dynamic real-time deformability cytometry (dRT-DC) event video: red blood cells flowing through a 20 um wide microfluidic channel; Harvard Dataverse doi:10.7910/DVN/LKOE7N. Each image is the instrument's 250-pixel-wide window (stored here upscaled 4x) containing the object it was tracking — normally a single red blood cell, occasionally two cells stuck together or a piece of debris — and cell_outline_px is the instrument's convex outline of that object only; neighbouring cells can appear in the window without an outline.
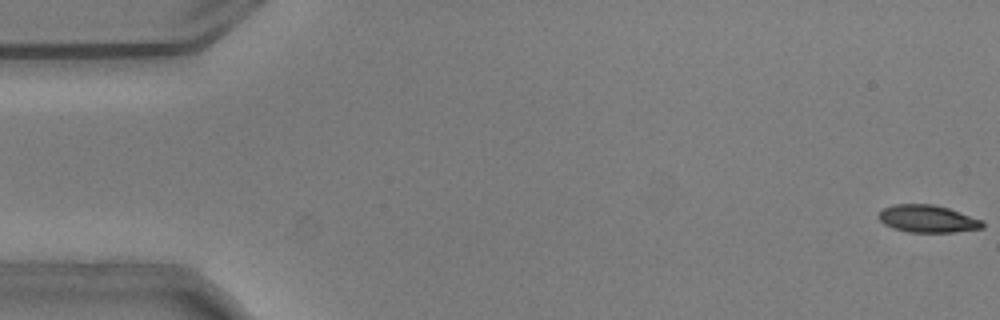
{"species": "common noctule bat (a hibernating species)", "species_latin": "Nyctalus noctula", "temperature_condition": "warm", "stored_images_in_passage": 43, "camera_frame_rate_fps": 3000, "um_per_image_px": 0.085, "animal": {"sex": "male", "body_mass_g": 20.5, "forearm_length_mm": 52.5}, "frame": {"image": 1, "passage_image": 1, "time_ms": 0.0, "image_size_px": [1000, 320], "cell_outline_px": [[984, 228], [956, 232], [908, 232], [892, 228], [884, 224], [876, 216], [884, 208], [892, 204], [932, 204], [948, 208], [984, 220]], "centroid_in_image_um": [78.86, 18.6], "position_along_channel_um": 6.1, "area_um2": 16.76}}
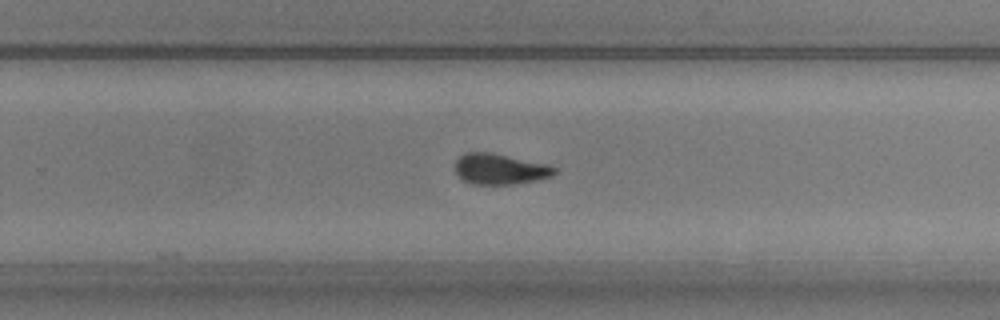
{"frame": {"image": 2, "passage_image": 35, "time_ms": 11.333, "image_size_px": [1000, 320], "cell_outline_px": [[556, 172], [552, 176], [536, 180], [512, 184], [472, 184], [464, 180], [456, 172], [456, 160], [464, 152], [492, 152], [552, 164], [556, 168]], "centroid_in_image_um": [42.54, 14.34], "position_along_channel_um": 287.3, "area_um2": 17.98}}
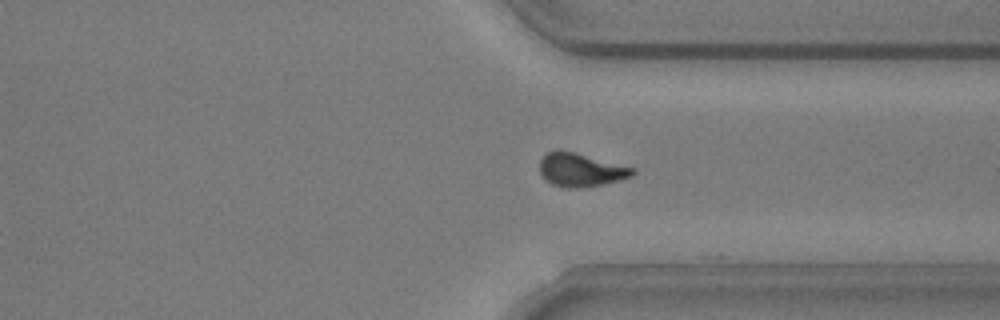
{"frame": {"image": 3, "passage_image": 41, "time_ms": 13.333, "image_size_px": [1000, 320], "cell_outline_px": [[636, 172], [632, 176], [620, 180], [604, 184], [576, 188], [568, 188], [552, 184], [544, 180], [540, 172], [540, 160], [548, 152], [556, 148], [560, 148], [636, 168]], "centroid_in_image_um": [49.36, 14.42], "position_along_channel_um": 362.0, "area_um2": 18.38}, "authors_computed_cell_mechanics": {"area_um2": 18.2648, "velocity_mm_per_s": 3.7406, "shape_relaxation_time_tau1_ms": 4.6693, "shape_relaxation_time_tau2_ms": 2.4818, "deformation_change_tau1": 0.1708, "deformation_change_tau2": 0.1019}}